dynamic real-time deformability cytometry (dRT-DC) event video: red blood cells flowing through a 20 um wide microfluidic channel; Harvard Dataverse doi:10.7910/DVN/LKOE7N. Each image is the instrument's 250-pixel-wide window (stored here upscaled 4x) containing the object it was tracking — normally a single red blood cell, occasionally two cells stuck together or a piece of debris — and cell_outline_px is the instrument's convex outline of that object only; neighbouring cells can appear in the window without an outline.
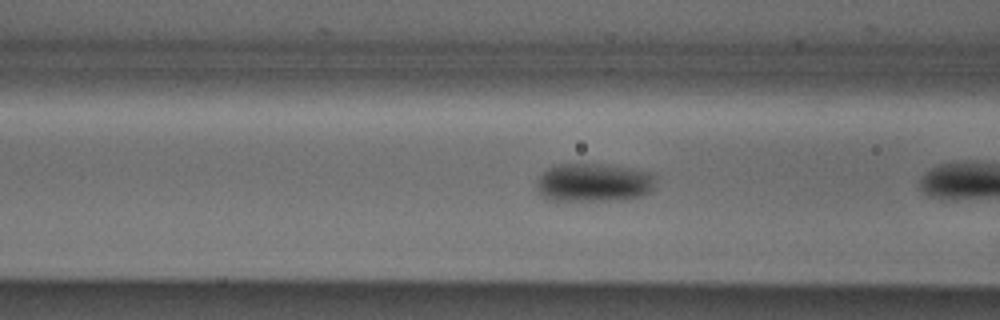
{"species": "Egyptian fruit bat (a non-hibernating species)", "species_latin": "Rousettus aegyptiacus", "temperature_condition": "cold", "stored_images_in_passage": 5, "camera_frame_rate_fps": 3000, "um_per_image_px": 0.085, "animal": {"sex": "male"}, "frame": {"image": 1, "passage_image": 4, "time_ms": 1.0, "image_size_px": [1000, 320], "cell_outline_px": [[656, 176], [652, 188], [648, 192], [640, 196], [624, 200], [552, 200], [544, 196], [536, 188], [536, 180], [548, 168], [556, 164], [596, 164], [632, 168], [652, 172]], "centroid_in_image_um": [50.48, 15.51], "position_along_channel_um": 116.1, "area_um2": 26.59}}